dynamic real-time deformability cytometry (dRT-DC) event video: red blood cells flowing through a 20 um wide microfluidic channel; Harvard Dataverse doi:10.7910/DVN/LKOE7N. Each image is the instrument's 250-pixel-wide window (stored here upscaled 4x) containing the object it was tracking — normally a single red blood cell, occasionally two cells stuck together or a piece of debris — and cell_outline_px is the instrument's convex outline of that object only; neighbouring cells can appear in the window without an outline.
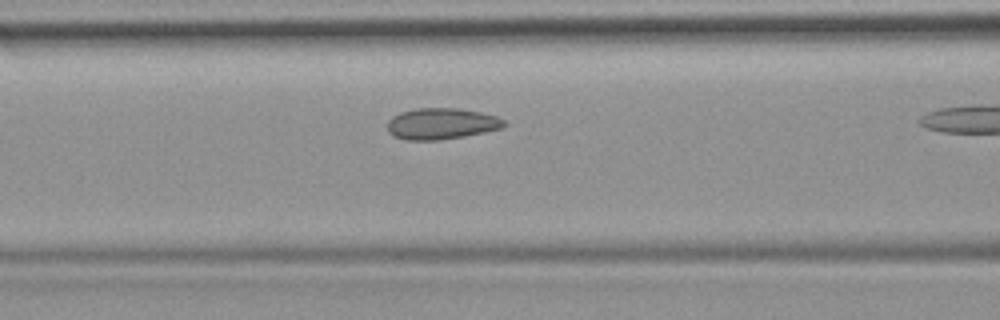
{"species": "common noctule bat (a hibernating species)", "species_latin": "Nyctalus noctula", "temperature_condition": "room temperature", "stored_images_in_passage": 10, "camera_frame_rate_fps": 3000, "um_per_image_px": 0.085, "animal": {"sex": "female", "body_mass_g": 19.9}, "frame": {"image": 1, "passage_image": 9, "time_ms": 2.667, "image_size_px": [1000, 320], "cell_outline_px": [[504, 124], [500, 128], [484, 132], [464, 136], [440, 140], [404, 140], [392, 136], [388, 132], [388, 120], [392, 116], [400, 112], [416, 108], [456, 108], [480, 112], [496, 116], [504, 120]], "centroid_in_image_um": [37.45, 10.52], "position_along_channel_um": 129.1, "area_um2": 21.21}}